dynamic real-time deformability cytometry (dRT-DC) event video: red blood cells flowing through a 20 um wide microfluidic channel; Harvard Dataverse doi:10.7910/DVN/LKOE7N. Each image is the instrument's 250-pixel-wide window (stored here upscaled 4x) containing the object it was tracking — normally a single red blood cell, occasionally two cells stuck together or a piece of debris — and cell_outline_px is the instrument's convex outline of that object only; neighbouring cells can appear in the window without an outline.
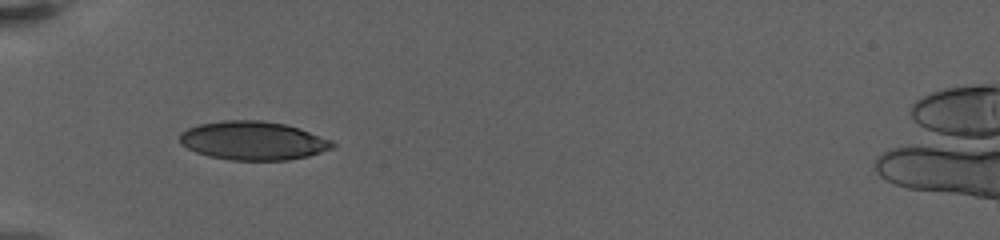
{"species": "human", "species_latin": "Homo sapiens", "temperature_condition": "warm", "stored_images_in_passage": 2, "camera_frame_rate_fps": 3000, "um_per_image_px": 0.085, "donor": {"sex": "female"}, "frame": {"image": 1, "passage_image": 1, "time_ms": 0.0, "image_size_px": [1000, 240], "cell_outline_px": [[336, 144], [332, 148], [308, 156], [288, 160], [232, 160], [208, 156], [196, 152], [180, 144], [180, 132], [188, 128], [200, 124], [224, 120], [260, 120], [284, 124], [300, 128], [332, 140]], "centroid_in_image_um": [21.51, 11.95], "position_along_channel_um": 63.5, "area_um2": 34.39}}